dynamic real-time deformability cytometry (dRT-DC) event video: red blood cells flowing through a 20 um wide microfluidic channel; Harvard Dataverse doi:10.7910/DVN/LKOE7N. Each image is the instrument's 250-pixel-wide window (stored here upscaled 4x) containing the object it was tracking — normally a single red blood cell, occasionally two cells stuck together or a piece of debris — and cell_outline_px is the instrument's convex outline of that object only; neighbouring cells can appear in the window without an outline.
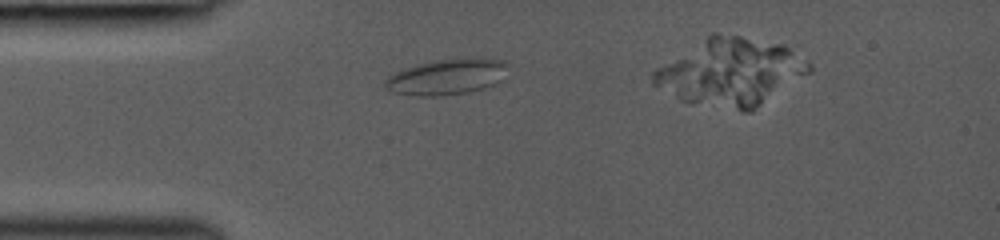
{"species": "common noctule bat (a hibernating species)", "species_latin": "Nyctalus noctula", "temperature_condition": "room temperature", "stored_images_in_passage": 51, "camera_frame_rate_fps": 3000, "um_per_image_px": 0.085, "animal": {"sex": "female", "body_mass_g": 19.0, "forearm_length_mm": 53.3}, "frame": {"image": 1, "passage_image": 2, "time_ms": 0.333, "image_size_px": [1000, 240], "cell_outline_px": [[504, 64], [500, 80], [484, 88], [468, 92], [440, 96], [416, 96], [392, 92], [384, 84], [384, 80], [388, 76], [404, 68], [436, 60], [464, 56], [504, 60]], "centroid_in_image_um": [37.92, 6.52], "position_along_channel_um": 47.1, "area_um2": 25.37}}
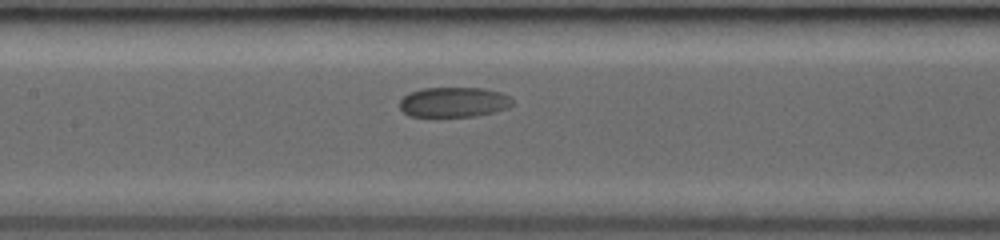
{"frame": {"image": 2, "passage_image": 26, "time_ms": 3.667, "image_size_px": [1000, 240], "cell_outline_px": [[512, 104], [508, 108], [496, 112], [476, 116], [408, 116], [400, 108], [400, 100], [408, 92], [420, 88], [484, 88], [500, 92], [508, 96], [512, 100]], "centroid_in_image_um": [38.56, 8.68], "position_along_channel_um": 168.8, "area_um2": 19.83}}
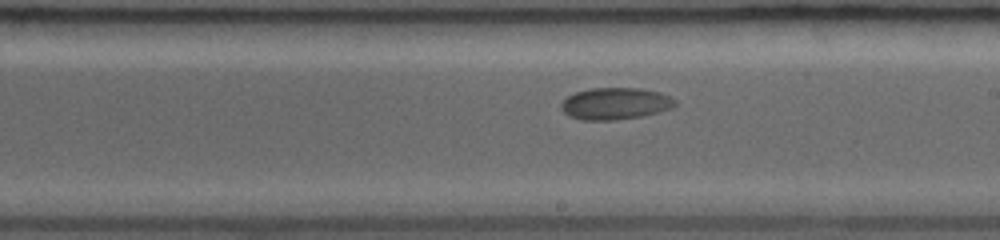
{"frame": {"image": 3, "passage_image": 39, "time_ms": 5.333, "image_size_px": [1000, 240], "cell_outline_px": [[676, 104], [672, 108], [644, 116], [616, 120], [580, 120], [568, 116], [560, 108], [560, 104], [568, 96], [576, 92], [592, 88], [640, 88], [660, 92], [676, 100]], "centroid_in_image_um": [52.29, 8.81], "position_along_channel_um": 236.7, "area_um2": 21.27}}